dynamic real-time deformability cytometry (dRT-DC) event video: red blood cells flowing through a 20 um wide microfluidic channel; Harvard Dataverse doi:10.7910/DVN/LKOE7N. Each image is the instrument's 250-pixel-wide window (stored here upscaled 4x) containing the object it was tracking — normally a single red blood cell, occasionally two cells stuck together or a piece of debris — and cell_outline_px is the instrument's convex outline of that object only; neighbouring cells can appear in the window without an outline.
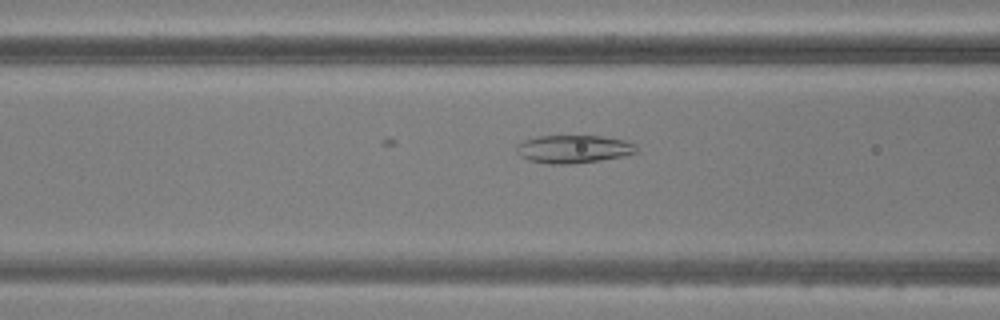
{"species": "common noctule bat (a hibernating species)", "species_latin": "Nyctalus noctula", "temperature_condition": "warm", "stored_images_in_passage": 35, "camera_frame_rate_fps": 3000, "um_per_image_px": 0.085, "animal": {"sex": "male", "body_mass_g": 20.5, "forearm_length_mm": 52.5}, "frame": {"image": 1, "passage_image": 5, "time_ms": 1.333, "image_size_px": [1000, 320], "cell_outline_px": [[640, 152], [624, 156], [600, 160], [568, 164], [548, 164], [528, 160], [520, 156], [516, 152], [516, 144], [524, 140], [540, 136], [600, 136], [624, 140], [636, 144]], "centroid_in_image_um": [48.76, 12.67], "position_along_channel_um": 117.8, "area_um2": 19.71}}
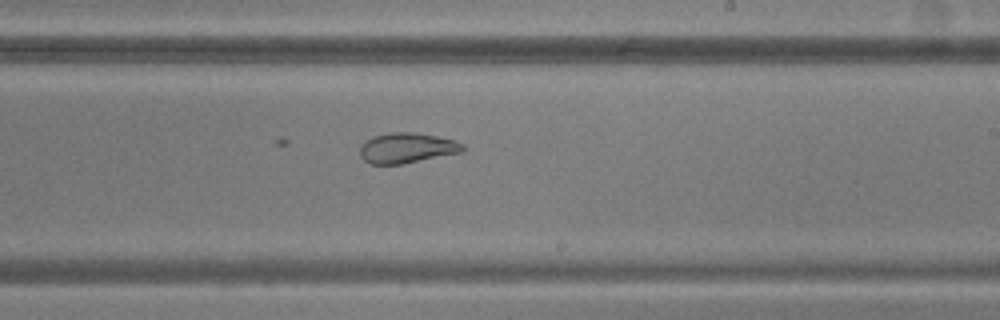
{"frame": {"image": 2, "passage_image": 15, "time_ms": 4.667, "image_size_px": [1000, 320], "cell_outline_px": [[464, 152], [404, 164], [372, 164], [364, 160], [360, 156], [360, 144], [372, 136], [392, 132], [416, 132], [456, 140], [464, 144]], "centroid_in_image_um": [34.6, 12.58], "position_along_channel_um": 254.4, "area_um2": 18.44}}
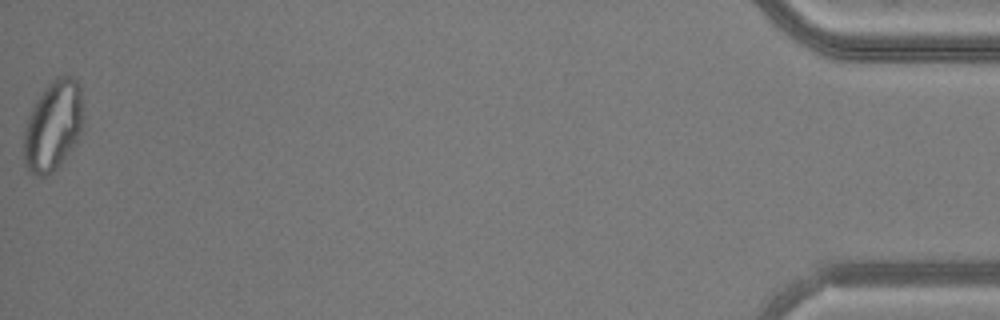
{"frame": {"image": 3, "passage_image": 35, "time_ms": 11.333, "image_size_px": [1000, 320], "cell_outline_px": [[84, 120], [80, 132], [72, 148], [60, 164], [52, 172], [44, 176], [36, 176], [28, 172], [24, 164], [24, 128], [28, 116], [36, 100], [44, 88], [56, 76], [72, 76], [80, 84]], "centroid_in_image_um": [4.51, 10.68], "position_along_channel_um": 430.7, "area_um2": 31.44}}